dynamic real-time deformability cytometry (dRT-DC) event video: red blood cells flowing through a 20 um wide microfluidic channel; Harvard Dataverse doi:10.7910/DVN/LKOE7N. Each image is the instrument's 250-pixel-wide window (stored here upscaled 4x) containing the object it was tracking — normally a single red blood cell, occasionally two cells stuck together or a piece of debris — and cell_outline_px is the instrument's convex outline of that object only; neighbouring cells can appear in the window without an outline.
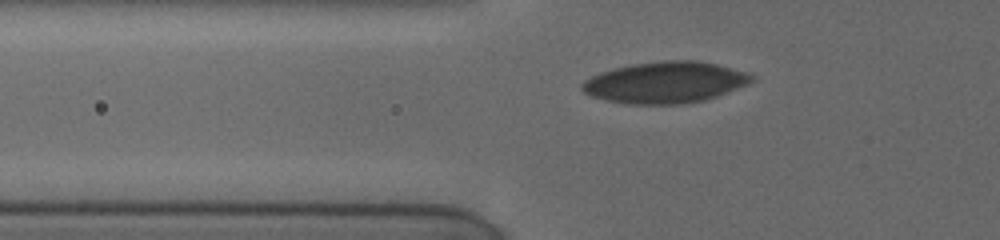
{"species": "human", "species_latin": "Homo sapiens", "temperature_condition": "cold", "stored_images_in_passage": 45, "camera_frame_rate_fps": 3000, "um_per_image_px": 0.085, "donor": {"sex": "female"}, "frame": {"image": 1, "passage_image": 2, "time_ms": 0.333, "image_size_px": [1000, 240], "cell_outline_px": [[756, 76], [748, 84], [716, 96], [704, 100], [680, 104], [628, 104], [608, 100], [592, 96], [584, 92], [580, 88], [580, 84], [584, 80], [600, 72], [612, 68], [632, 64], [664, 60], [696, 60], [716, 64], [748, 72]], "centroid_in_image_um": [56.53, 6.99], "position_along_channel_um": 69.3, "area_um2": 40.86}}
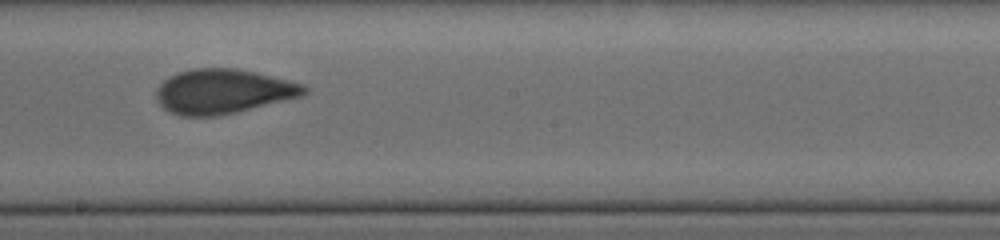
{"frame": {"image": 2, "passage_image": 27, "time_ms": 4.667, "image_size_px": [1000, 240], "cell_outline_px": [[308, 92], [300, 96], [236, 112], [216, 116], [180, 116], [164, 108], [156, 100], [156, 88], [164, 80], [176, 72], [192, 68], [236, 68], [256, 72], [304, 84], [308, 88]], "centroid_in_image_um": [18.93, 7.76], "position_along_channel_um": 229.3, "area_um2": 38.32}}
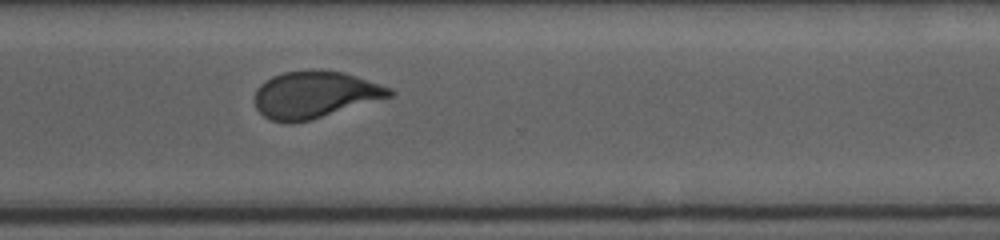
{"frame": {"image": 3, "passage_image": 44, "time_ms": 7.667, "image_size_px": [1000, 240], "cell_outline_px": [[396, 92], [392, 96], [312, 120], [292, 124], [288, 124], [272, 120], [264, 116], [256, 108], [252, 100], [256, 88], [264, 80], [272, 76], [284, 72], [312, 68], [320, 68], [344, 72], [392, 88]], "centroid_in_image_um": [26.72, 8.03], "position_along_channel_um": 343.9, "area_um2": 37.69}}